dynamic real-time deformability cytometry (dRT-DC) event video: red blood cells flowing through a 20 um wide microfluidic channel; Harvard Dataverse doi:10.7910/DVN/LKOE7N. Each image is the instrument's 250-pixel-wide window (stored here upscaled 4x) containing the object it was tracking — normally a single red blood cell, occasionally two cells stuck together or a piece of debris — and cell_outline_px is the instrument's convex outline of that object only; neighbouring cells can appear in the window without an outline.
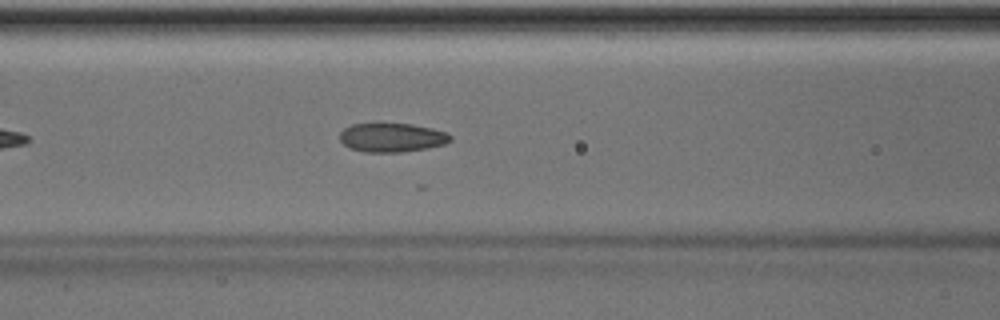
{"species": "Egyptian fruit bat (a non-hibernating species)", "species_latin": "Rousettus aegyptiacus", "temperature_condition": "room temperature", "stored_images_in_passage": 17, "camera_frame_rate_fps": 3000, "um_per_image_px": 0.085, "animal": {"sex": "male"}, "frame": {"image": 1, "passage_image": 10, "time_ms": 3.0, "image_size_px": [1000, 320], "cell_outline_px": [[452, 140], [444, 144], [428, 148], [404, 152], [364, 152], [348, 148], [340, 140], [340, 132], [344, 128], [352, 124], [372, 120], [376, 120], [412, 124], [432, 128], [448, 132], [452, 136]], "centroid_in_image_um": [33.28, 11.64], "position_along_channel_um": 133.3, "area_um2": 19.71}}